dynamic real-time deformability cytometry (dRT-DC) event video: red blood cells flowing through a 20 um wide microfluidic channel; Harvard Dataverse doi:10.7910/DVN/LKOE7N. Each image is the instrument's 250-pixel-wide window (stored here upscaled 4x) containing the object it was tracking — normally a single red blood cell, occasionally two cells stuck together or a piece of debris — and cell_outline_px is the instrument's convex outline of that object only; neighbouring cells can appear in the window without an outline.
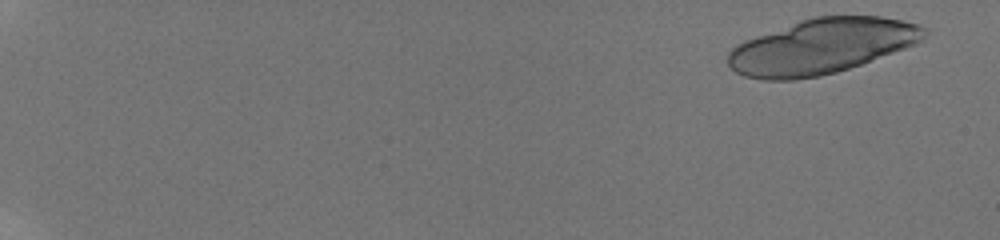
{"species": "human", "species_latin": "Homo sapiens", "temperature_condition": "room temperature", "stored_images_in_passage": 55, "camera_frame_rate_fps": 3000, "um_per_image_px": 0.085, "donor": {"sex": "male"}, "frame": {"image": 1, "passage_image": 1, "time_ms": 0.0, "image_size_px": [1000, 240], "cell_outline_px": [[928, 32], [920, 40], [904, 48], [860, 64], [836, 72], [820, 76], [792, 80], [764, 80], [744, 76], [736, 72], [728, 64], [728, 52], [736, 44], [744, 40], [800, 20], [812, 16], [880, 16], [900, 20], [916, 24], [928, 28]], "centroid_in_image_um": [69.79, 3.94], "position_along_channel_um": 15.2, "area_um2": 62.6}}
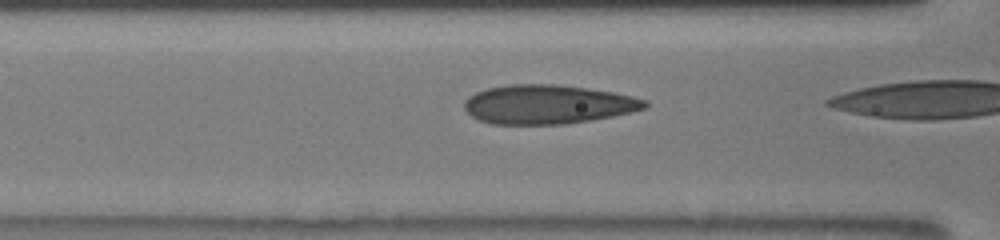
{"frame": {"image": 2, "passage_image": 54, "time_ms": 7.667, "image_size_px": [1000, 240], "cell_outline_px": [[648, 108], [632, 112], [612, 116], [564, 124], [492, 124], [480, 120], [472, 116], [464, 108], [464, 100], [468, 96], [476, 92], [488, 88], [508, 84], [556, 84], [612, 92], [632, 96], [648, 100]], "centroid_in_image_um": [46.56, 8.87], "position_along_channel_um": 120.0, "area_um2": 41.04}}